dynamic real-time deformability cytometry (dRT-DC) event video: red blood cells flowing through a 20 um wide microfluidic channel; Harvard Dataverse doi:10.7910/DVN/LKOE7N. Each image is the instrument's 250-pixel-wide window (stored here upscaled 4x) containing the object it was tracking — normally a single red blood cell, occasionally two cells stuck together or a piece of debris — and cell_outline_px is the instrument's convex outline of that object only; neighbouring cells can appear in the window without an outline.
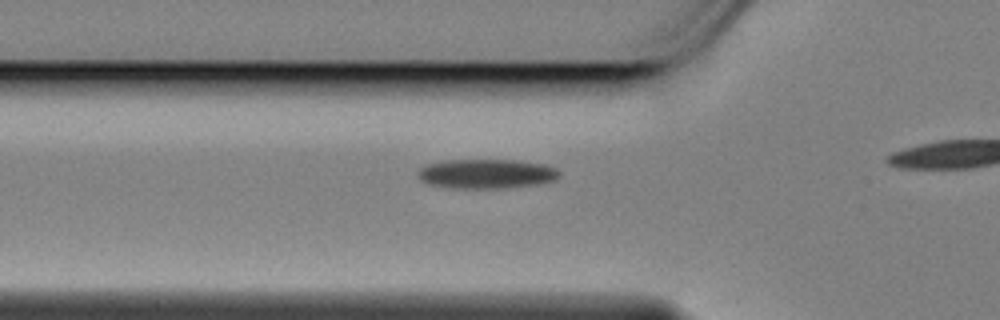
{"species": "Egyptian fruit bat (a non-hibernating species)", "species_latin": "Rousettus aegyptiacus", "temperature_condition": "cold", "stored_images_in_passage": 41, "camera_frame_rate_fps": 3000, "um_per_image_px": 0.085, "animal": {"sex": "female"}, "frame": {"image": 1, "passage_image": 14, "time_ms": 4.333, "image_size_px": [1000, 320], "cell_outline_px": [[560, 176], [552, 180], [536, 184], [504, 188], [448, 188], [428, 184], [420, 180], [416, 176], [416, 172], [420, 168], [428, 164], [444, 160], [516, 160], [544, 164], [556, 168], [560, 172]], "centroid_in_image_um": [41.29, 14.77], "position_along_channel_um": 84.5, "area_um2": 24.39}}
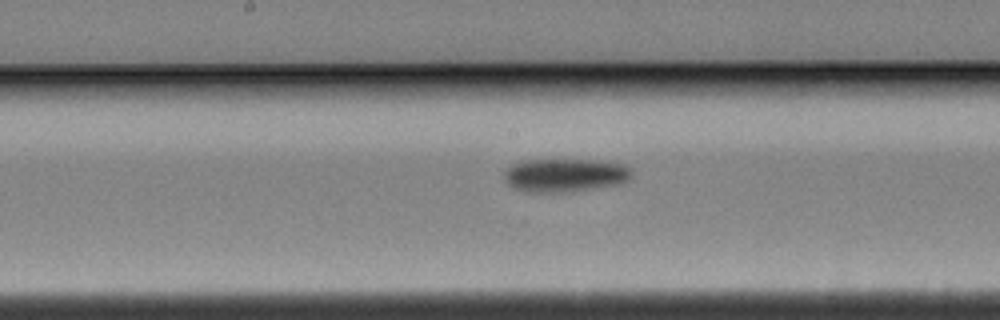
{"frame": {"image": 2, "passage_image": 24, "time_ms": 7.667, "image_size_px": [1000, 320], "cell_outline_px": [[632, 172], [624, 180], [616, 184], [564, 192], [524, 192], [512, 188], [504, 180], [504, 172], [512, 164], [524, 160], [592, 160], [624, 164]], "centroid_in_image_um": [47.91, 14.89], "position_along_channel_um": 200.3, "area_um2": 24.39}}
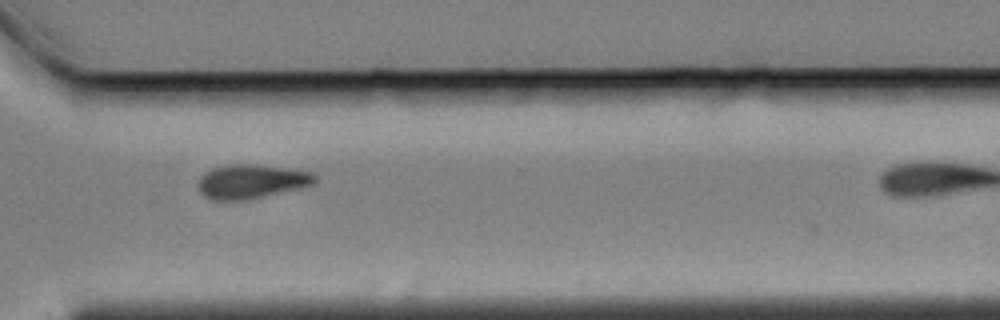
{"frame": {"image": 3, "passage_image": 37, "time_ms": 12.0, "image_size_px": [1000, 320], "cell_outline_px": [[316, 180], [312, 184], [300, 188], [248, 200], [208, 200], [200, 192], [200, 180], [204, 172], [212, 168], [228, 164], [256, 164], [288, 168], [312, 172], [316, 176]], "centroid_in_image_um": [21.37, 15.42], "position_along_channel_um": 349.2, "area_um2": 23.24}}